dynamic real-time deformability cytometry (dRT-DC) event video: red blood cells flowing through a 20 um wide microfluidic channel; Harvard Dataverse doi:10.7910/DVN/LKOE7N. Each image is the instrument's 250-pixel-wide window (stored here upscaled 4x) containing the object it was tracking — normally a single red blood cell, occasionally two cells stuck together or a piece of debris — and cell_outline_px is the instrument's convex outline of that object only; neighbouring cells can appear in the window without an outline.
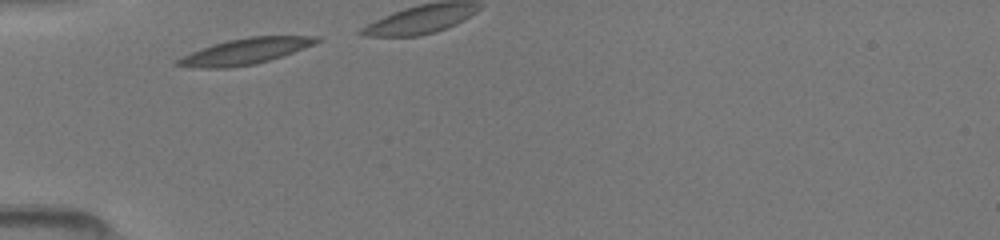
{"species": "common noctule bat (a hibernating species)", "species_latin": "Nyctalus noctula", "temperature_condition": "room temperature", "stored_images_in_passage": 6, "camera_frame_rate_fps": 3000, "um_per_image_px": 0.085, "animal": {"sex": "female", "body_mass_g": 19.5, "forearm_length_mm": 54.1}, "frame": {"image": 1, "passage_image": 1, "time_ms": 0.0, "image_size_px": [1000, 240], "cell_outline_px": [[324, 40], [292, 52], [256, 64], [228, 68], [200, 68], [176, 64], [176, 60], [192, 52], [212, 44], [228, 40], [248, 36], [320, 36]], "centroid_in_image_um": [20.88, 4.35], "position_along_channel_um": 64.1, "area_um2": 20.69}}